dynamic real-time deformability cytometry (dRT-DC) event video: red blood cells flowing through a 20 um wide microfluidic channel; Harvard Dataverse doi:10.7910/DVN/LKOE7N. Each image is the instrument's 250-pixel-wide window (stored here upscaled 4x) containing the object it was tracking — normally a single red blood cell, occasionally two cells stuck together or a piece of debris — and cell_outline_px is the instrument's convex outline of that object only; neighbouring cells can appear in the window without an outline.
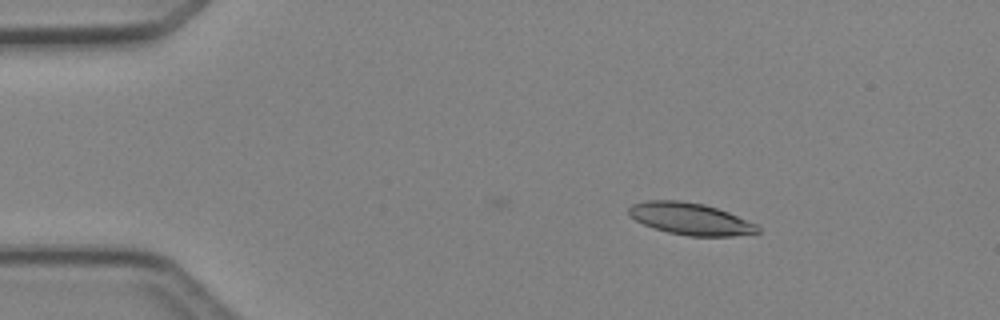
{"species": "Egyptian fruit bat (a non-hibernating species)", "species_latin": "Rousettus aegyptiacus", "temperature_condition": "cold", "stored_images_in_passage": 43, "camera_frame_rate_fps": 3000, "um_per_image_px": 0.085, "animal": {"sex": "female"}, "frame": {"image": 1, "passage_image": 7, "time_ms": 2.0, "image_size_px": [1000, 320], "cell_outline_px": [[760, 232], [732, 236], [688, 236], [668, 232], [644, 224], [628, 216], [628, 208], [632, 204], [648, 200], [680, 200], [704, 204], [728, 212], [756, 224], [760, 228]], "centroid_in_image_um": [58.66, 18.59], "position_along_channel_um": 26.3, "area_um2": 23.87}}
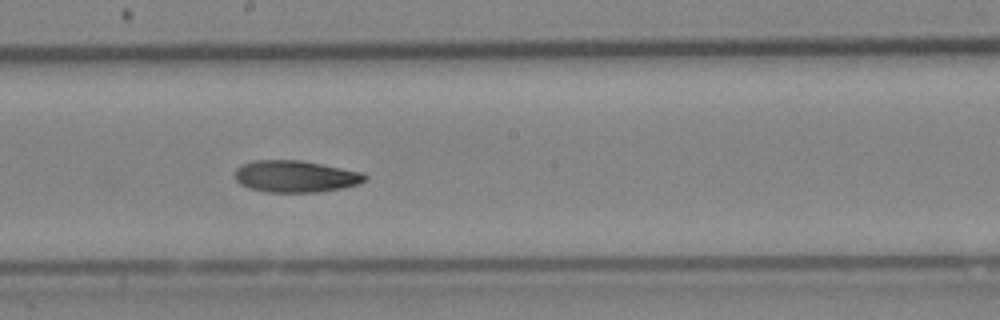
{"frame": {"image": 2, "passage_image": 26, "time_ms": 8.333, "image_size_px": [1000, 320], "cell_outline_px": [[368, 180], [360, 184], [344, 188], [320, 192], [268, 192], [248, 188], [240, 184], [236, 180], [236, 168], [252, 160], [300, 160], [364, 172], [368, 176]], "centroid_in_image_um": [25.18, 15.0], "position_along_channel_um": 223.0, "area_um2": 24.33}}
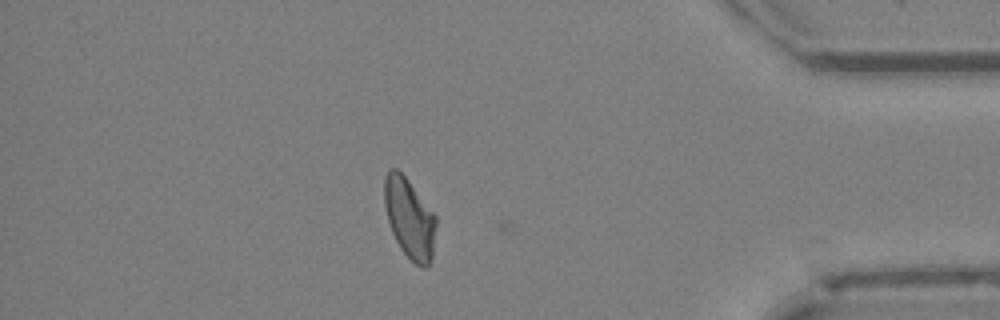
{"frame": {"image": 3, "passage_image": 41, "time_ms": 13.333, "image_size_px": [1000, 320], "cell_outline_px": [[436, 224], [432, 256], [428, 268], [420, 268], [400, 248], [392, 232], [388, 220], [384, 204], [384, 176], [388, 168], [396, 168], [404, 176], [436, 216]], "centroid_in_image_um": [34.79, 18.56], "position_along_channel_um": 400.4, "area_um2": 23.87}, "authors_computed_cell_mechanics": {"area_um2": 24.0448, "velocity_mm_per_s": 4.2494, "shape_relaxation_time_tau1_ms": 5.0671, "shape_relaxation_time_tau2_ms": null, "deformation_change_tau1": 0.1443, "deformation_change_tau2": null}}